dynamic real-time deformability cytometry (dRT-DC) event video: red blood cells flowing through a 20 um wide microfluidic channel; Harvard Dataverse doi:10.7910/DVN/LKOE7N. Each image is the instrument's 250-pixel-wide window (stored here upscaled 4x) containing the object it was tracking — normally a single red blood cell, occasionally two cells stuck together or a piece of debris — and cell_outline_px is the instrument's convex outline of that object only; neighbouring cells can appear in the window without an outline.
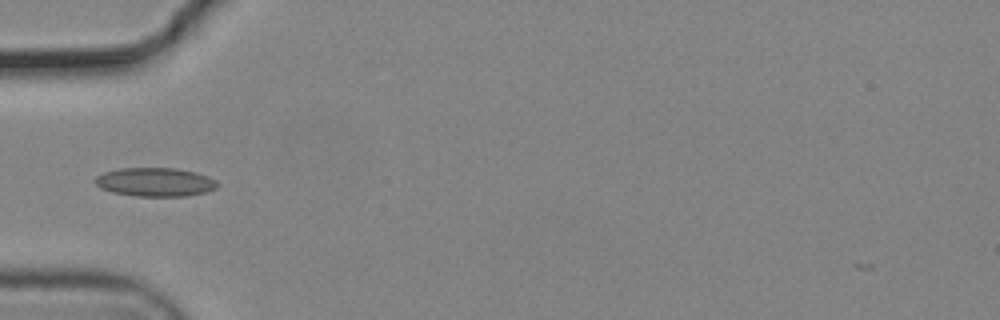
{"species": "common noctule bat (a hibernating species)", "species_latin": "Nyctalus noctula", "temperature_condition": "cold", "stored_images_in_passage": 38, "camera_frame_rate_fps": 3000, "um_per_image_px": 0.085, "animal": {"sex": "male", "body_mass_g": 19.2, "forearm_length_mm": 51.8}, "frame": {"image": 1, "passage_image": 1, "time_ms": 0.0, "image_size_px": [1000, 320], "cell_outline_px": [[220, 184], [216, 188], [204, 192], [184, 196], [136, 196], [112, 192], [100, 188], [96, 184], [96, 176], [104, 172], [120, 168], [176, 168], [196, 172], [208, 176], [216, 180]], "centroid_in_image_um": [13.2, 15.47], "position_along_channel_um": 71.8, "area_um2": 20.46}}
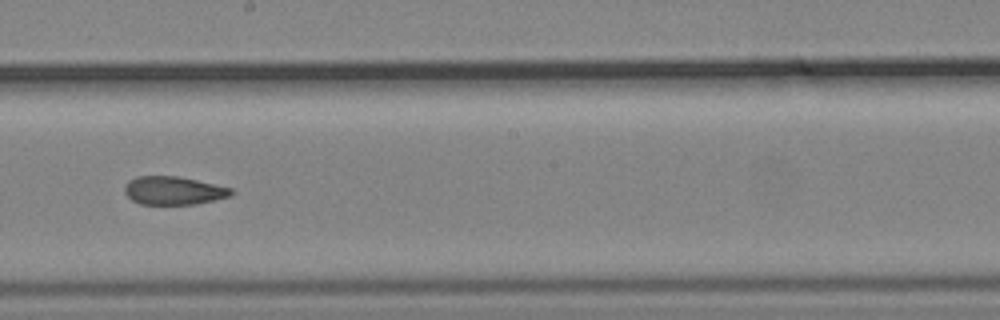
{"frame": {"image": 2, "passage_image": 14, "time_ms": 4.333, "image_size_px": [1000, 320], "cell_outline_px": [[236, 192], [232, 196], [196, 204], [140, 204], [132, 200], [124, 192], [124, 188], [128, 180], [136, 176], [176, 176], [196, 180], [232, 188]], "centroid_in_image_um": [14.76, 16.2], "position_along_channel_um": 233.4, "area_um2": 17.63}}
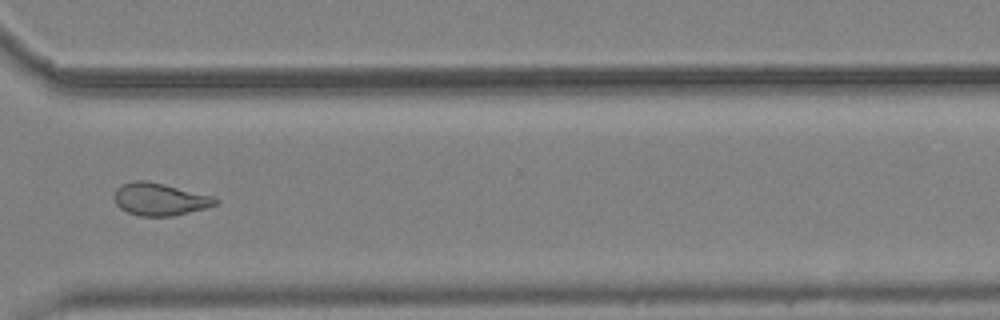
{"frame": {"image": 3, "passage_image": 24, "time_ms": 7.667, "image_size_px": [1000, 320], "cell_outline_px": [[220, 200], [216, 204], [204, 208], [172, 216], [140, 216], [128, 212], [120, 208], [116, 204], [116, 188], [120, 184], [136, 180], [144, 180], [164, 184], [212, 196]], "centroid_in_image_um": [13.56, 16.93], "position_along_channel_um": 357.0, "area_um2": 18.84}, "authors_computed_cell_mechanics": {"area_um2": 18.8428, "velocity_mm_per_s": 3.7147, "shape_relaxation_time_tau1_ms": null, "shape_relaxation_time_tau2_ms": 3.4479, "deformation_change_tau1": null, "deformation_change_tau2": 0.0928}}